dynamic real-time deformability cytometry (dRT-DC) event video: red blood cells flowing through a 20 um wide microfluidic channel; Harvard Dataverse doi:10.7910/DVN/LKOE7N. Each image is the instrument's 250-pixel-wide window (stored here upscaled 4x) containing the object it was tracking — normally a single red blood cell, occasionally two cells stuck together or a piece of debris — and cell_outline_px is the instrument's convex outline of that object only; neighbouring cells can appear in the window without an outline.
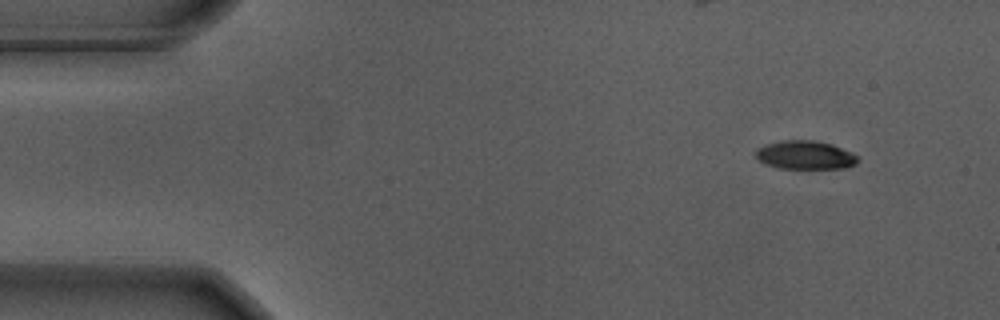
{"species": "Egyptian fruit bat (a non-hibernating species)", "species_latin": "Rousettus aegyptiacus", "temperature_condition": "warm", "stored_images_in_passage": 53, "segment_of_instrument_passage": [1, 2], "camera_frame_rate_fps": 3000, "um_per_image_px": 0.085, "animal": {"sex": "male"}, "frame": {"image": 1, "passage_image": 1, "time_ms": 0.0, "image_size_px": [1000, 320], "cell_outline_px": [[860, 160], [856, 164], [844, 168], [780, 168], [764, 164], [756, 156], [756, 148], [768, 144], [784, 140], [812, 140], [832, 144], [852, 152]], "centroid_in_image_um": [68.46, 13.18], "position_along_channel_um": 16.5, "area_um2": 16.88}}
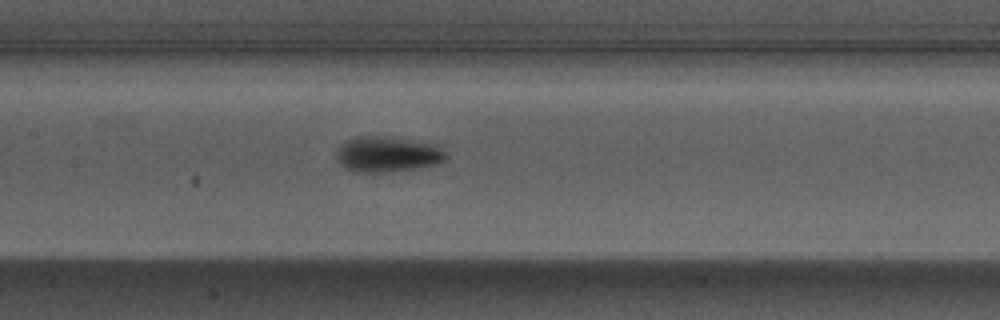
{"frame": {"image": 2, "passage_image": 22, "time_ms": 7.0, "image_size_px": [1000, 320], "cell_outline_px": [[448, 156], [444, 160], [436, 164], [416, 168], [392, 172], [352, 172], [344, 168], [340, 164], [336, 156], [336, 148], [340, 144], [352, 136], [376, 136], [436, 144]], "centroid_in_image_um": [32.86, 13.12], "position_along_channel_um": 174.5, "area_um2": 22.72}}
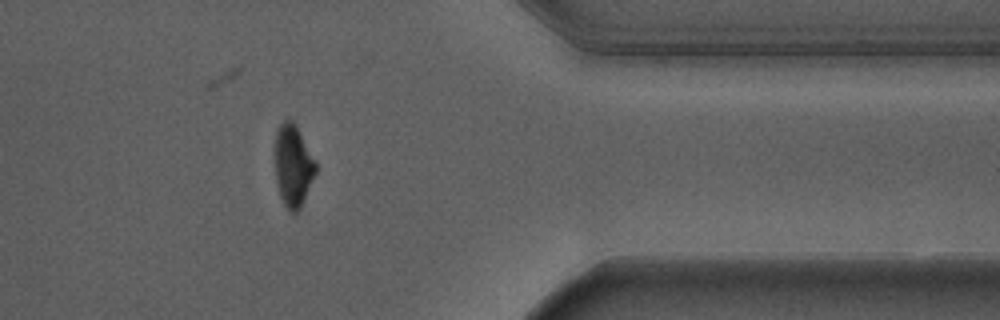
{"frame": {"image": 3, "passage_image": 41, "time_ms": 13.333, "image_size_px": [1000, 320], "cell_outline_px": [[316, 172], [300, 208], [296, 212], [292, 212], [284, 204], [280, 196], [276, 180], [276, 128], [284, 120], [292, 120], [316, 160]], "centroid_in_image_um": [24.92, 14.07], "position_along_channel_um": 386.5, "area_um2": 19.02}}